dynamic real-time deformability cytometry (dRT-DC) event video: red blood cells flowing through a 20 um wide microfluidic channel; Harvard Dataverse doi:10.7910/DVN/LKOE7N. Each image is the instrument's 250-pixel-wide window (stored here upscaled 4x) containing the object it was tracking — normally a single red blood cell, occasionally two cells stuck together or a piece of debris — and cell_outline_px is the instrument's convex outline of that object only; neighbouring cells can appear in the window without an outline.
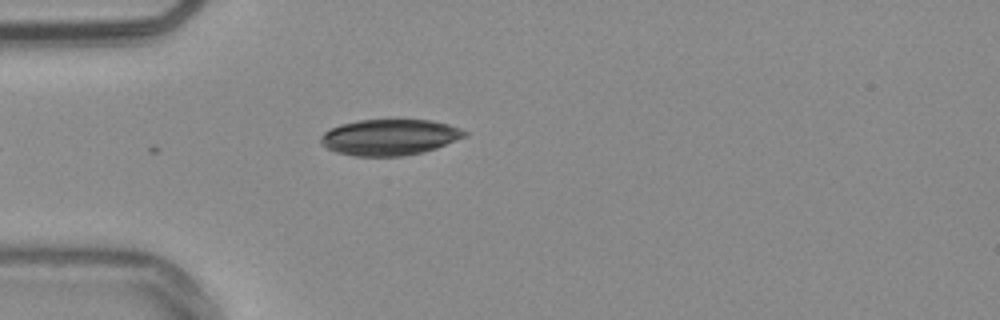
{"species": "common noctule bat (a hibernating species)", "species_latin": "Nyctalus noctula", "temperature_condition": "warm", "stored_images_in_passage": 7, "camera_frame_rate_fps": 3000, "um_per_image_px": 0.085, "animal": {"sex": "male", "body_mass_g": 20.4}, "frame": {"image": 1, "passage_image": 1, "time_ms": 0.0, "image_size_px": [1000, 320], "cell_outline_px": [[468, 136], [436, 148], [420, 152], [400, 156], [356, 156], [336, 152], [320, 144], [320, 136], [324, 132], [340, 124], [356, 120], [432, 120], [448, 124], [460, 128], [468, 132]], "centroid_in_image_um": [33.12, 11.65], "position_along_channel_um": 51.9, "area_um2": 30.17}}